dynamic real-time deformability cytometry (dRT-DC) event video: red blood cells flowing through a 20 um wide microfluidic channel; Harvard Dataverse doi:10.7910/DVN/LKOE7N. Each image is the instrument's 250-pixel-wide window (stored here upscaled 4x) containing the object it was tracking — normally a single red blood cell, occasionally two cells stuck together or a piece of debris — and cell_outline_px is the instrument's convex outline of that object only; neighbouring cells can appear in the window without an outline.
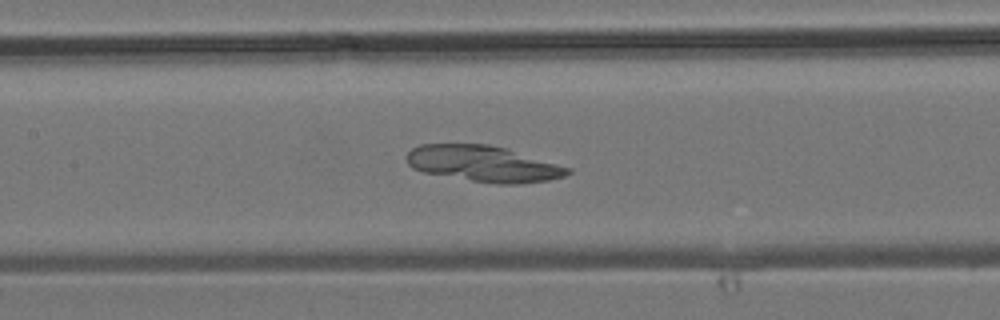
{"species": "common noctule bat (a hibernating species)", "species_latin": "Nyctalus noctula", "temperature_condition": "room temperature", "stored_images_in_passage": 6, "camera_frame_rate_fps": 3000, "um_per_image_px": 0.085, "animal": {"sex": "male", "body_mass_g": 19.2, "forearm_length_mm": 51.8}, "frame": {"image": 1, "passage_image": 6, "time_ms": 6.0, "image_size_px": [1000, 320], "cell_outline_px": [[572, 172], [564, 176], [548, 180], [516, 184], [496, 184], [424, 172], [412, 168], [408, 164], [404, 156], [412, 148], [420, 144], [488, 144], [508, 148], [572, 168]], "centroid_in_image_um": [41.1, 13.9], "position_along_channel_um": 166.3, "area_um2": 33.93}}